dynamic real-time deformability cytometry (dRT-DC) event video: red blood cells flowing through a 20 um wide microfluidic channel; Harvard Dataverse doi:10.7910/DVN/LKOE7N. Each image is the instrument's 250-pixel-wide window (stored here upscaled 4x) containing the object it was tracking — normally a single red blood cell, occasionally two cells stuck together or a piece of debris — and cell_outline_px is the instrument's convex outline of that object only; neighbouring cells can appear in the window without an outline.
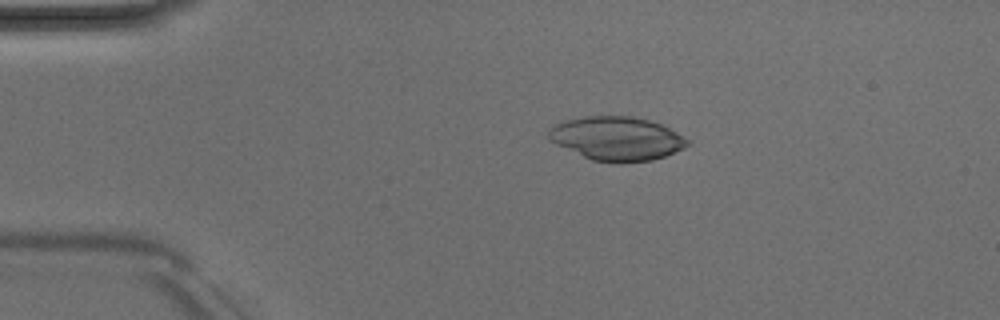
{"species": "Egyptian fruit bat (a non-hibernating species)", "species_latin": "Rousettus aegyptiacus", "temperature_condition": "room temperature", "stored_images_in_passage": 49, "camera_frame_rate_fps": 3000, "um_per_image_px": 0.085, "animal": {"sex": "male"}, "frame": {"image": 1, "passage_image": 9, "time_ms": 2.667, "image_size_px": [1000, 320], "cell_outline_px": [[688, 144], [684, 148], [664, 156], [652, 160], [620, 164], [616, 164], [592, 160], [556, 144], [548, 140], [548, 128], [552, 124], [564, 120], [584, 116], [632, 116], [664, 124], [684, 136], [688, 140]], "centroid_in_image_um": [52.4, 11.77], "position_along_channel_um": 32.6, "area_um2": 35.89}}
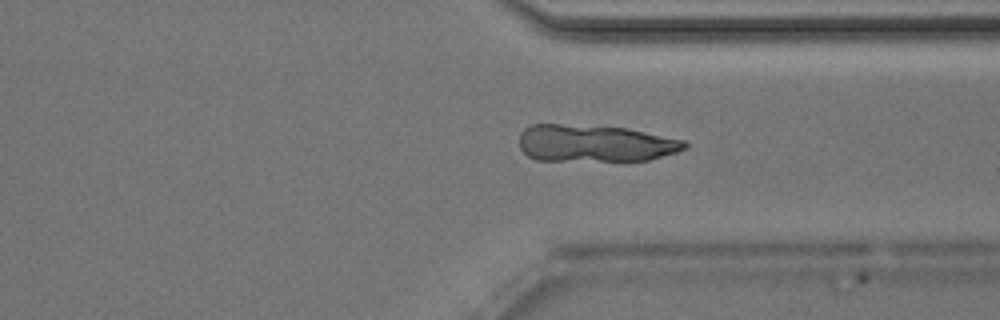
{"frame": {"image": 2, "passage_image": 37, "time_ms": 12.0, "image_size_px": [1000, 320], "cell_outline_px": [[688, 148], [676, 152], [648, 160], [536, 160], [528, 156], [520, 148], [520, 132], [524, 128], [532, 124], [560, 124], [628, 128], [684, 140], [688, 144]], "centroid_in_image_um": [50.56, 12.17], "position_along_channel_um": 360.8, "area_um2": 35.6}}